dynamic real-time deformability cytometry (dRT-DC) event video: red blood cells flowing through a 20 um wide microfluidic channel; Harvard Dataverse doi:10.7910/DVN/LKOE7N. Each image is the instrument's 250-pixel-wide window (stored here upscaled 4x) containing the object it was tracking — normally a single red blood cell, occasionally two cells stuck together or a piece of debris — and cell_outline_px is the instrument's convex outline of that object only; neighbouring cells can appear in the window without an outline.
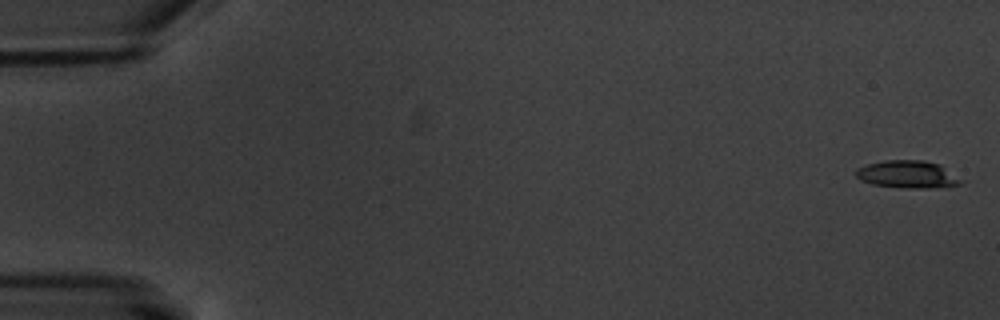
{"species": "common noctule bat (a hibernating species)", "species_latin": "Nyctalus noctula", "temperature_condition": "warm", "stored_images_in_passage": 6, "segment_of_instrument_passage": [1, 2], "camera_frame_rate_fps": 3000, "um_per_image_px": 0.085, "animal": {"sex": "male", "body_mass_g": 20.1, "forearm_length_mm": 53.5}, "frame": {"image": 1, "passage_image": 1, "time_ms": 0.0, "image_size_px": [1000, 320], "cell_outline_px": [[964, 184], [944, 188], [904, 188], [872, 184], [860, 180], [856, 176], [856, 168], [868, 164], [884, 160], [924, 160], [940, 164], [964, 180]], "centroid_in_image_um": [77.21, 14.83], "position_along_channel_um": 7.8, "area_um2": 17.22}}
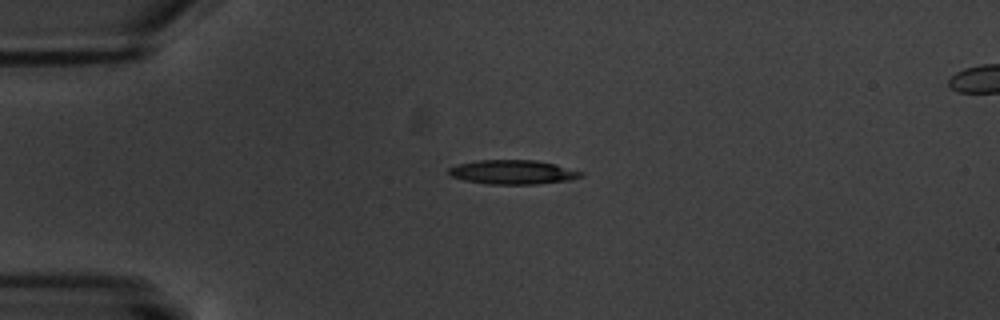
{"frame": {"image": 2, "passage_image": 4, "time_ms": 4.667, "image_size_px": [1000, 320], "cell_outline_px": [[584, 176], [568, 180], [536, 184], [488, 184], [464, 180], [452, 176], [448, 172], [448, 168], [460, 164], [476, 160], [536, 160], [556, 164], [584, 172]], "centroid_in_image_um": [43.62, 14.63], "position_along_channel_um": 41.4, "area_um2": 18.61}}